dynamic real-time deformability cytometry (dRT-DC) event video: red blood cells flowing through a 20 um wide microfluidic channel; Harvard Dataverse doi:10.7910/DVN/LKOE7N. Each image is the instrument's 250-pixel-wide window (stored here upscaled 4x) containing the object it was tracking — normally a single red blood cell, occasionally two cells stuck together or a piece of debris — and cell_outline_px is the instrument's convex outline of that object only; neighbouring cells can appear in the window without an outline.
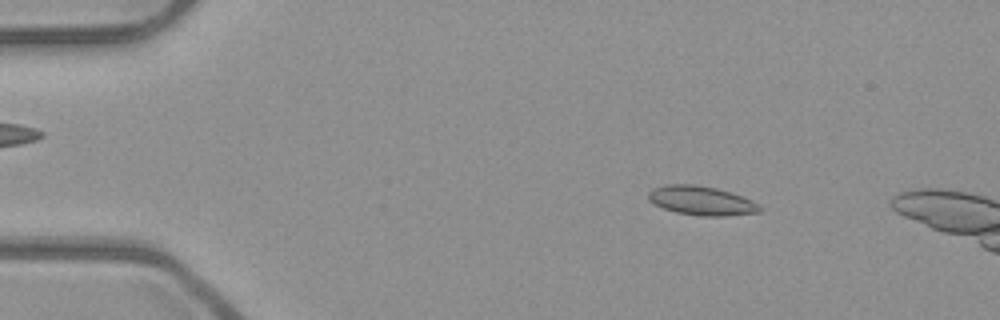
{"species": "common noctule bat (a hibernating species)", "species_latin": "Nyctalus noctula", "temperature_condition": "room temperature", "stored_images_in_passage": 5, "camera_frame_rate_fps": 3000, "um_per_image_px": 0.085, "animal": {"sex": "male", "body_mass_g": 23.1, "forearm_length_mm": 52.7}, "frame": {"image": 1, "passage_image": 3, "time_ms": 0.667, "image_size_px": [1000, 320], "cell_outline_px": [[764, 208], [760, 212], [724, 216], [700, 216], [676, 212], [664, 208], [648, 200], [648, 192], [652, 188], [668, 184], [696, 184], [716, 188], [732, 192], [744, 196], [760, 204]], "centroid_in_image_um": [59.67, 17.05], "position_along_channel_um": 25.3, "area_um2": 19.13}}